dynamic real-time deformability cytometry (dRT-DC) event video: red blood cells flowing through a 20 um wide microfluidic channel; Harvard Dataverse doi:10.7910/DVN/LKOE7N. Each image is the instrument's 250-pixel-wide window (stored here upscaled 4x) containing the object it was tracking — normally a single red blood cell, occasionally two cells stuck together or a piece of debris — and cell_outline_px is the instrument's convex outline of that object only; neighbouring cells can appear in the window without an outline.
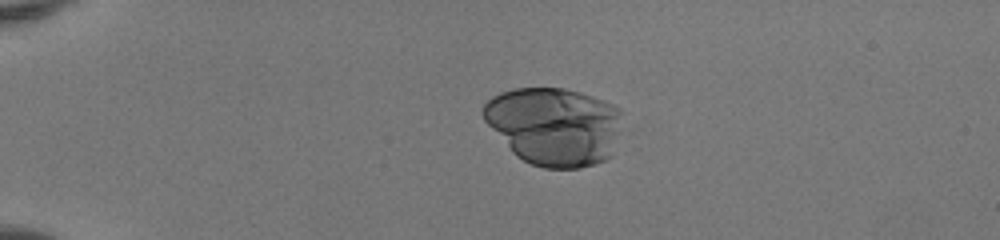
{"species": "human", "species_latin": "Homo sapiens", "temperature_condition": "room temperature", "stored_images_in_passage": 52, "camera_frame_rate_fps": 3000, "um_per_image_px": 0.085, "donor": {"sex": "female"}, "frame": {"image": 1, "passage_image": 14, "time_ms": 4.333, "image_size_px": [1000, 240], "cell_outline_px": [[624, 112], [620, 132], [612, 156], [608, 160], [596, 164], [580, 168], [544, 168], [532, 164], [516, 156], [512, 152], [484, 120], [484, 104], [492, 96], [500, 92], [512, 88], [564, 88], [580, 92], [604, 100], [620, 108]], "centroid_in_image_um": [47.17, 10.72], "position_along_channel_um": 37.8, "area_um2": 63.87}}